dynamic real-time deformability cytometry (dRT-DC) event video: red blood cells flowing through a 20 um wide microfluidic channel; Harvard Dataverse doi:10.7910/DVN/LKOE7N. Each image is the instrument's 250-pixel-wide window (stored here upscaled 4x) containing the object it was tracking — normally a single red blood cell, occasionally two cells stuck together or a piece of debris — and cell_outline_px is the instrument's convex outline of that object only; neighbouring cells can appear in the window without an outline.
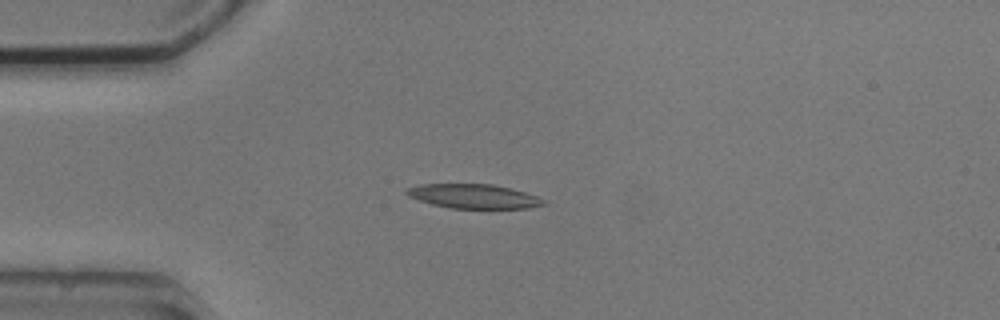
{"species": "common noctule bat (a hibernating species)", "species_latin": "Nyctalus noctula", "temperature_condition": "cold", "stored_images_in_passage": 8, "camera_frame_rate_fps": 3000, "um_per_image_px": 0.085, "animal": {"sex": "male", "body_mass_g": 20.5, "forearm_length_mm": 52.5}, "frame": {"image": 1, "passage_image": 4, "time_ms": 3.667, "image_size_px": [1000, 320], "cell_outline_px": [[548, 204], [528, 208], [452, 208], [432, 204], [408, 196], [404, 192], [408, 188], [420, 184], [492, 184], [512, 188], [536, 196], [544, 200]], "centroid_in_image_um": [40.27, 16.68], "position_along_channel_um": 44.7, "area_um2": 19.25}}
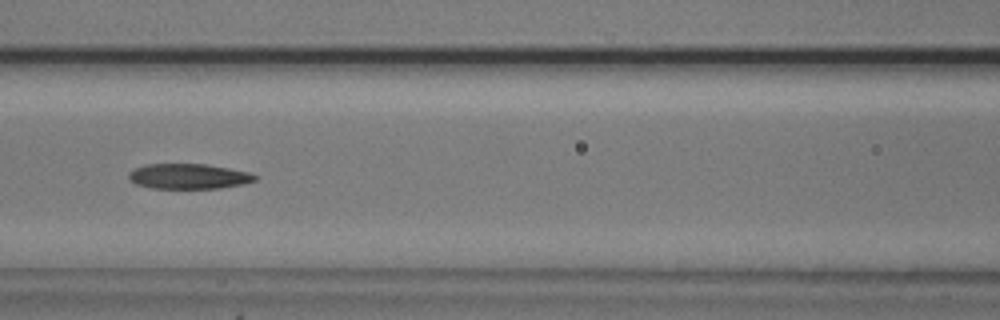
{"frame": {"image": 2, "passage_image": 7, "time_ms": 7.0, "image_size_px": [1000, 320], "cell_outline_px": [[256, 180], [244, 184], [220, 188], [152, 188], [136, 184], [128, 176], [128, 172], [144, 164], [204, 164], [228, 168], [248, 172], [256, 176]], "centroid_in_image_um": [16.02, 14.98], "position_along_channel_um": 150.6, "area_um2": 18.38}}